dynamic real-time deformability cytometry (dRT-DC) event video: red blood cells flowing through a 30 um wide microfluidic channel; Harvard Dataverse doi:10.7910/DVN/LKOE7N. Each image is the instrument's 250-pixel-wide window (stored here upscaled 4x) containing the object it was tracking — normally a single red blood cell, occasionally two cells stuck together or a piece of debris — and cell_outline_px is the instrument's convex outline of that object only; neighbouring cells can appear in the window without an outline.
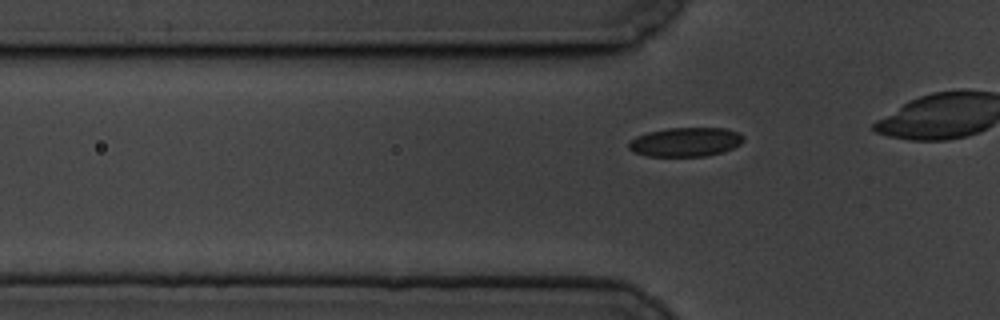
{"species": "common noctule bat (a hibernating species)", "species_latin": "Nyctalus noctula", "temperature_condition": "cold", "stored_images_in_passage": 13, "camera_frame_rate_fps": 3000, "um_per_image_px": 0.085, "animal": {"sex": "male", "body_mass_g": 19.5, "forearm_length_mm": 54.6}, "frame": {"image": 1, "passage_image": 6, "time_ms": 1.667, "image_size_px": [1000, 320], "cell_outline_px": [[744, 140], [740, 144], [724, 152], [704, 156], [648, 156], [636, 152], [628, 148], [628, 144], [636, 136], [648, 132], [668, 128], [724, 128], [736, 132], [744, 136]], "centroid_in_image_um": [58.29, 12.07], "position_along_channel_um": 67.5, "area_um2": 19.31}}
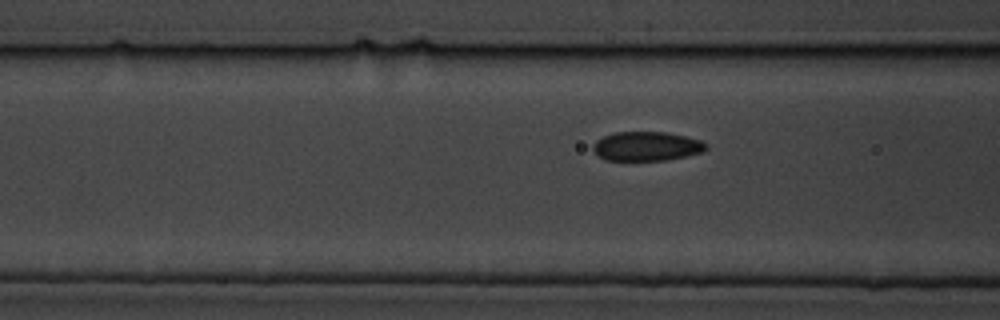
{"frame": {"image": 2, "passage_image": 10, "time_ms": 3.0, "image_size_px": [1000, 320], "cell_outline_px": [[708, 148], [704, 152], [668, 160], [604, 160], [592, 148], [592, 144], [596, 140], [612, 132], [668, 132], [700, 140], [708, 144]], "centroid_in_image_um": [54.98, 12.43], "position_along_channel_um": 111.6, "area_um2": 19.36}}